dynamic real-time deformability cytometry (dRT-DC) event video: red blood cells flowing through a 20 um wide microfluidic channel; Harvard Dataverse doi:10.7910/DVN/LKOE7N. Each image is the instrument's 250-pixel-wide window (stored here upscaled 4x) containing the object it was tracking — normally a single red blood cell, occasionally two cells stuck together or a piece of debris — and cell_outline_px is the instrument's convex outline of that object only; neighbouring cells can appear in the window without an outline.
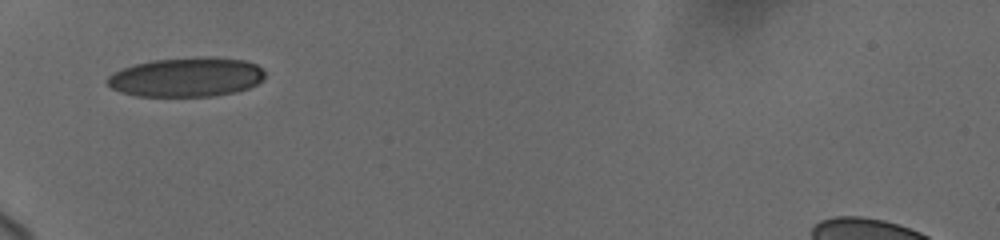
{"species": "human", "species_latin": "Homo sapiens", "temperature_condition": "cold", "stored_images_in_passage": 35, "camera_frame_rate_fps": 3000, "um_per_image_px": 0.085, "donor": {"sex": "female"}, "frame": {"image": 1, "passage_image": 1, "time_ms": 0.0, "image_size_px": [1000, 240], "cell_outline_px": [[264, 80], [248, 88], [236, 92], [212, 96], [136, 96], [120, 92], [112, 88], [108, 84], [108, 76], [124, 68], [136, 64], [152, 60], [208, 56], [244, 60], [256, 64], [264, 72]], "centroid_in_image_um": [15.88, 6.56], "position_along_channel_um": 69.1, "area_um2": 36.01}}
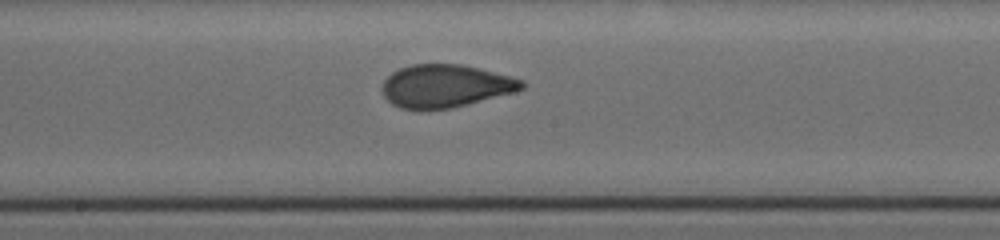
{"frame": {"image": 2, "passage_image": 24, "time_ms": 4.0, "image_size_px": [1000, 240], "cell_outline_px": [[524, 88], [516, 92], [452, 108], [400, 108], [392, 104], [384, 96], [380, 88], [384, 80], [392, 72], [400, 68], [412, 64], [460, 64], [512, 76], [524, 80]], "centroid_in_image_um": [37.87, 7.3], "position_along_channel_um": 210.3, "area_um2": 34.74}}
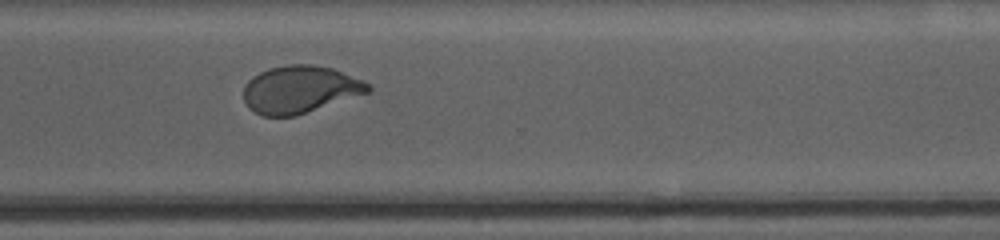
{"frame": {"image": 3, "passage_image": 34, "time_ms": 7.667, "image_size_px": [1000, 240], "cell_outline_px": [[372, 92], [296, 116], [264, 116], [248, 108], [244, 100], [244, 84], [252, 76], [268, 68], [288, 64], [312, 64], [332, 68], [360, 80], [368, 84], [372, 88]], "centroid_in_image_um": [25.49, 7.61], "position_along_channel_um": 345.1, "area_um2": 34.56}}